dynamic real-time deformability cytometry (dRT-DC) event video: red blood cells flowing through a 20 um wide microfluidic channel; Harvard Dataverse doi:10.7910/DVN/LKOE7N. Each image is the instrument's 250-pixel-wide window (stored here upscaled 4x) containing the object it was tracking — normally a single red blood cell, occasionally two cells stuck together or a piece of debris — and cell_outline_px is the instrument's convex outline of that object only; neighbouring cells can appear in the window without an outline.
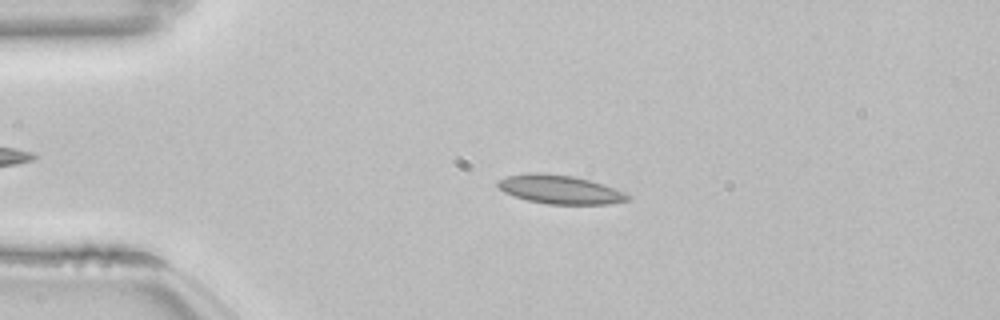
{"species": "common noctule bat (a hibernating species)", "species_latin": "Nyctalus noctula", "temperature_condition": "room temperature", "stored_images_in_passage": 52, "camera_frame_rate_fps": 3000, "um_per_image_px": 0.085, "animal": {"sex": "female", "body_mass_g": 22.7, "forearm_length_mm": 54.2}, "frame": {"image": 1, "passage_image": 11, "time_ms": 3.333, "image_size_px": [1000, 320], "cell_outline_px": [[632, 200], [608, 204], [548, 204], [528, 200], [504, 192], [496, 184], [496, 180], [508, 176], [532, 172], [536, 172], [572, 176], [604, 184], [624, 192], [632, 196]], "centroid_in_image_um": [47.62, 16.11], "position_along_channel_um": 37.4, "area_um2": 21.68}}
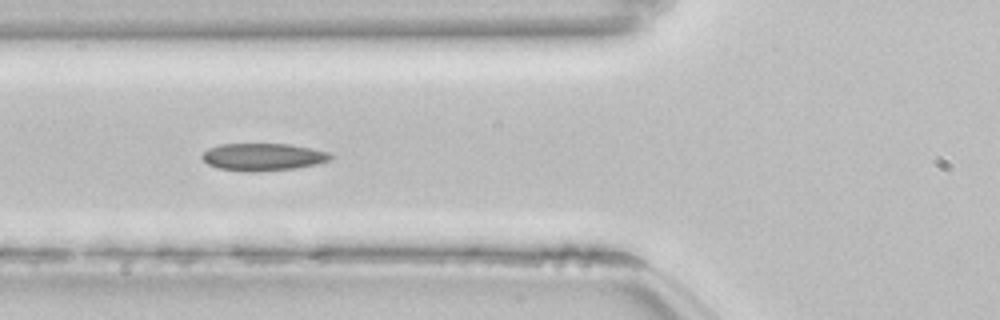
{"frame": {"image": 2, "passage_image": 19, "time_ms": 6.0, "image_size_px": [1000, 320], "cell_outline_px": [[332, 156], [328, 160], [316, 164], [296, 168], [244, 172], [220, 168], [208, 164], [200, 156], [208, 148], [220, 144], [288, 144], [312, 148], [328, 152]], "centroid_in_image_um": [22.33, 13.33], "position_along_channel_um": 103.5, "area_um2": 20.29}}
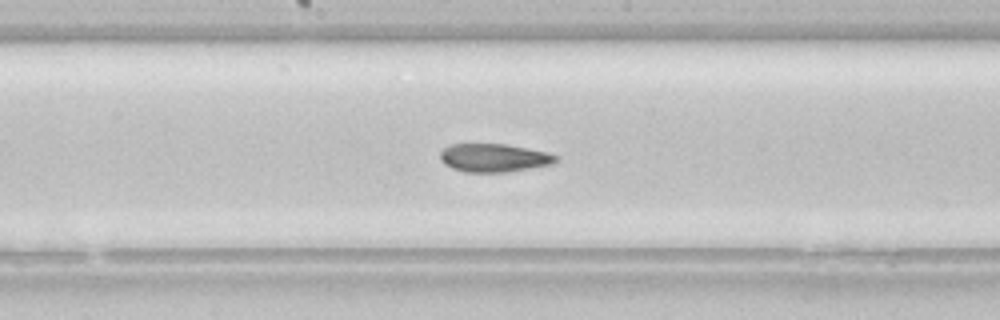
{"frame": {"image": 3, "passage_image": 27, "time_ms": 8.667, "image_size_px": [1000, 320], "cell_outline_px": [[560, 156], [552, 164], [504, 172], [464, 172], [452, 168], [444, 164], [440, 160], [440, 152], [448, 144], [504, 144], [528, 148], [548, 152]], "centroid_in_image_um": [41.96, 13.41], "position_along_channel_um": 206.2, "area_um2": 19.07}, "authors_computed_cell_mechanics": {"area_um2": 20.23, "velocity_mm_per_s": 3.8371, "shape_relaxation_time_tau1_ms": null, "shape_relaxation_time_tau2_ms": 3.2074, "deformation_change_tau1": null, "deformation_change_tau2": 0.0921}}